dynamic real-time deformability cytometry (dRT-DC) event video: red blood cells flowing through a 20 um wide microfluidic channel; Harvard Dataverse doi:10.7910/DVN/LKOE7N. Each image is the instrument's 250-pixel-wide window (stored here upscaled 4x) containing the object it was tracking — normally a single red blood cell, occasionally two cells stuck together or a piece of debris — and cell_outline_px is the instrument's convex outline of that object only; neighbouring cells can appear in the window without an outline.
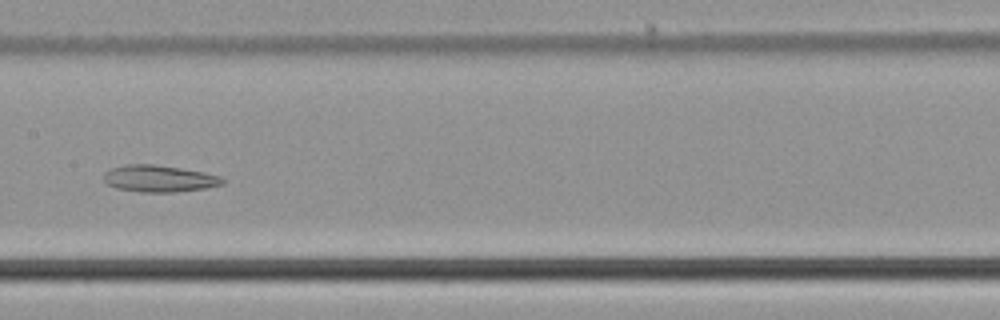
{"species": "common noctule bat (a hibernating species)", "species_latin": "Nyctalus noctula", "temperature_condition": "cold", "stored_images_in_passage": 42, "camera_frame_rate_fps": 3000, "um_per_image_px": 0.085, "animal": {"sex": "male", "body_mass_g": 21.5, "forearm_length_mm": 52.0}, "frame": {"image": 1, "passage_image": 17, "time_ms": 5.333, "image_size_px": [1000, 320], "cell_outline_px": [[224, 184], [204, 188], [176, 192], [140, 192], [116, 188], [108, 184], [104, 180], [104, 172], [112, 168], [124, 164], [156, 164], [204, 172], [220, 176], [224, 180]], "centroid_in_image_um": [13.51, 15.17], "position_along_channel_um": 193.9, "area_um2": 18.55}}
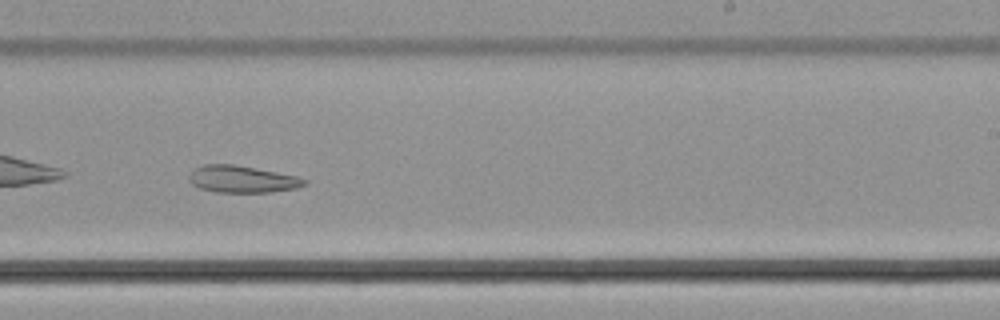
{"frame": {"image": 2, "passage_image": 23, "time_ms": 7.333, "image_size_px": [1000, 320], "cell_outline_px": [[308, 184], [296, 188], [268, 192], [216, 192], [200, 188], [192, 184], [188, 180], [188, 176], [196, 168], [204, 164], [232, 164], [276, 172], [296, 176], [308, 180]], "centroid_in_image_um": [20.58, 15.23], "position_along_channel_um": 268.4, "area_um2": 17.98}}
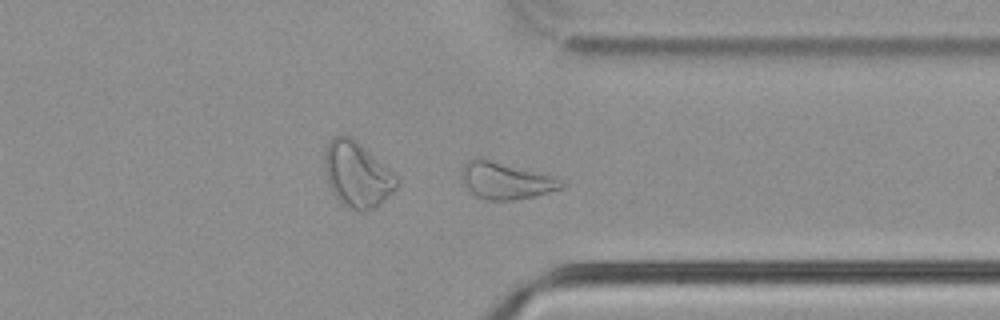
{"frame": {"image": 3, "passage_image": 31, "time_ms": 10.0, "image_size_px": [1000, 320], "cell_outline_px": [[568, 184], [560, 188], [536, 196], [516, 200], [484, 200], [468, 192], [460, 184], [460, 172], [464, 164], [472, 156], [480, 156], [552, 176], [564, 180]], "centroid_in_image_um": [42.89, 15.34], "position_along_channel_um": 368.5, "area_um2": 22.25}, "authors_computed_cell_mechanics": {"area_um2": 21.7906, "velocity_mm_per_s": 3.7372, "shape_relaxation_time_tau1_ms": null, "shape_relaxation_time_tau2_ms": 4.7789, "deformation_change_tau1": null, "deformation_change_tau2": 0.1193}}